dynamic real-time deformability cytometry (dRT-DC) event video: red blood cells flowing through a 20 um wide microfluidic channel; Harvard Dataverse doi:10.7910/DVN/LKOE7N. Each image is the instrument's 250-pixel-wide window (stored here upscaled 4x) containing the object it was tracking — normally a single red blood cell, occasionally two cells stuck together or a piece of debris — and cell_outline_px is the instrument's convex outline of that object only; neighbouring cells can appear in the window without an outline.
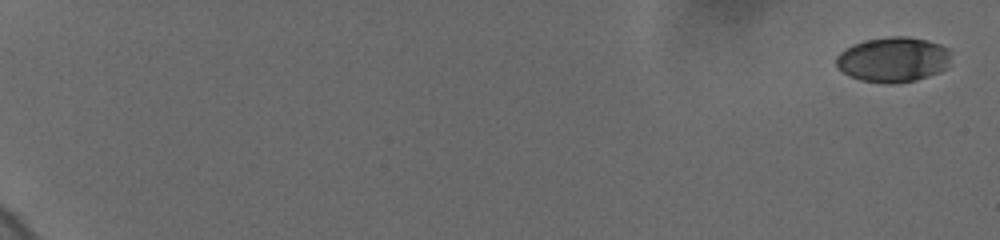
{"species": "human", "species_latin": "Homo sapiens", "temperature_condition": "cold", "stored_images_in_passage": 15, "camera_frame_rate_fps": 3000, "um_per_image_px": 0.085, "donor": {"sex": "female"}, "frame": {"image": 1, "passage_image": 1, "time_ms": 0.0, "image_size_px": [1000, 240], "cell_outline_px": [[948, 60], [944, 68], [940, 72], [916, 80], [892, 84], [860, 80], [848, 76], [836, 64], [836, 56], [840, 52], [852, 44], [864, 40], [892, 36], [904, 36], [924, 40], [940, 44], [948, 48]], "centroid_in_image_um": [75.87, 5.06], "position_along_channel_um": 9.1, "area_um2": 29.88}}
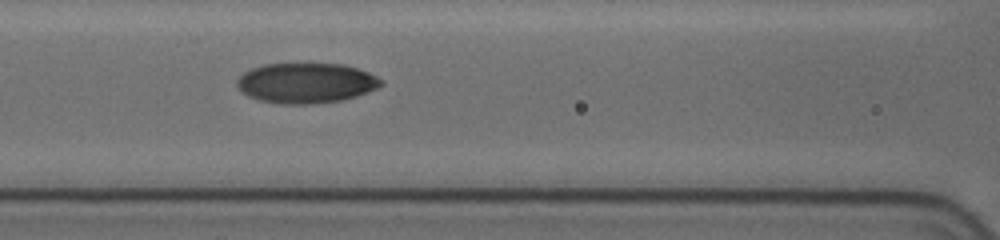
{"frame": {"image": 2, "passage_image": 11, "time_ms": 9.667, "image_size_px": [1000, 240], "cell_outline_px": [[384, 84], [368, 92], [356, 96], [340, 100], [312, 104], [280, 104], [260, 100], [248, 96], [236, 84], [236, 80], [244, 72], [252, 68], [264, 64], [340, 64], [356, 68], [368, 72], [384, 80]], "centroid_in_image_um": [26.03, 7.06], "position_along_channel_um": 140.6, "area_um2": 33.58}}
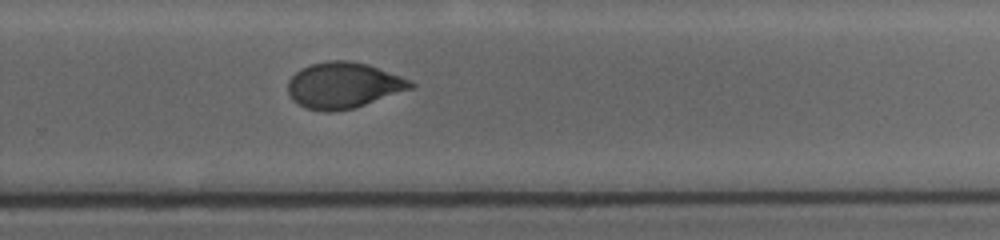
{"frame": {"image": 3, "passage_image": 15, "time_ms": 14.0, "image_size_px": [1000, 240], "cell_outline_px": [[416, 84], [412, 88], [352, 108], [332, 112], [324, 112], [304, 108], [296, 104], [292, 100], [288, 92], [288, 80], [300, 68], [312, 64], [328, 60], [348, 60], [368, 64], [400, 76]], "centroid_in_image_um": [29.13, 7.25], "position_along_channel_um": 300.7, "area_um2": 32.71}}